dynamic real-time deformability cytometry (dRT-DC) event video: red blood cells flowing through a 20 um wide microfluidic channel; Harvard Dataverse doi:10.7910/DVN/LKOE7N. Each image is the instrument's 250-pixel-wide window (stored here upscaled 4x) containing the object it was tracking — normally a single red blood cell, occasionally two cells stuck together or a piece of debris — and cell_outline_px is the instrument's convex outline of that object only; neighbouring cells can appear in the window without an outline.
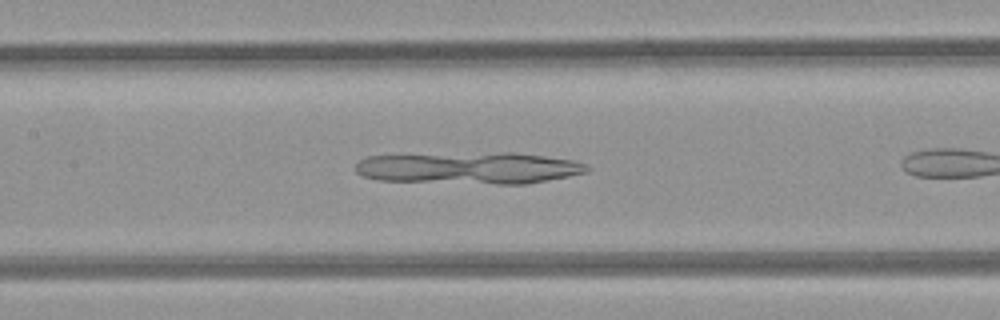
{"species": "common noctule bat (a hibernating species)", "species_latin": "Nyctalus noctula", "temperature_condition": "room temperature", "stored_images_in_passage": 13, "camera_frame_rate_fps": 3000, "um_per_image_px": 0.085, "animal": {"sex": "female", "body_mass_g": 21.9}, "frame": {"image": 1, "passage_image": 8, "time_ms": 2.333, "image_size_px": [1000, 320], "cell_outline_px": [[592, 168], [588, 172], [548, 180], [524, 184], [496, 184], [380, 180], [360, 176], [356, 172], [356, 164], [360, 160], [368, 156], [504, 152], [512, 152], [544, 156], [572, 160], [584, 164]], "centroid_in_image_um": [39.89, 14.28], "position_along_channel_um": 167.5, "area_um2": 42.71}}
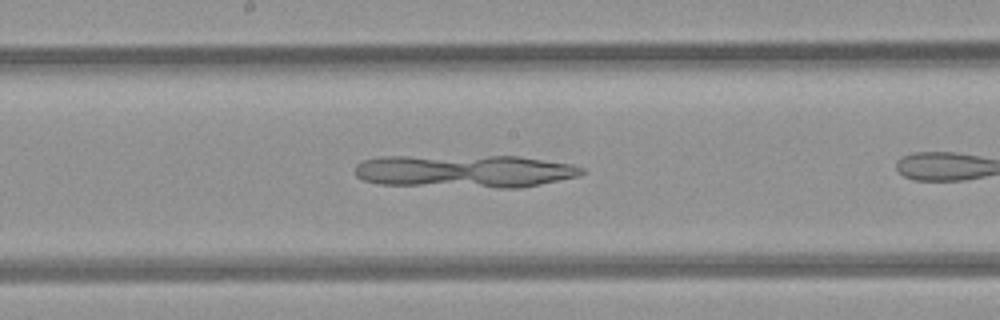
{"frame": {"image": 2, "passage_image": 11, "time_ms": 3.333, "image_size_px": [1000, 320], "cell_outline_px": [[584, 172], [580, 176], [520, 188], [496, 188], [380, 184], [364, 180], [356, 176], [356, 164], [364, 160], [380, 156], [520, 156], [572, 164], [584, 168]], "centroid_in_image_um": [39.52, 14.55], "position_along_channel_um": 208.7, "area_um2": 43.81}}